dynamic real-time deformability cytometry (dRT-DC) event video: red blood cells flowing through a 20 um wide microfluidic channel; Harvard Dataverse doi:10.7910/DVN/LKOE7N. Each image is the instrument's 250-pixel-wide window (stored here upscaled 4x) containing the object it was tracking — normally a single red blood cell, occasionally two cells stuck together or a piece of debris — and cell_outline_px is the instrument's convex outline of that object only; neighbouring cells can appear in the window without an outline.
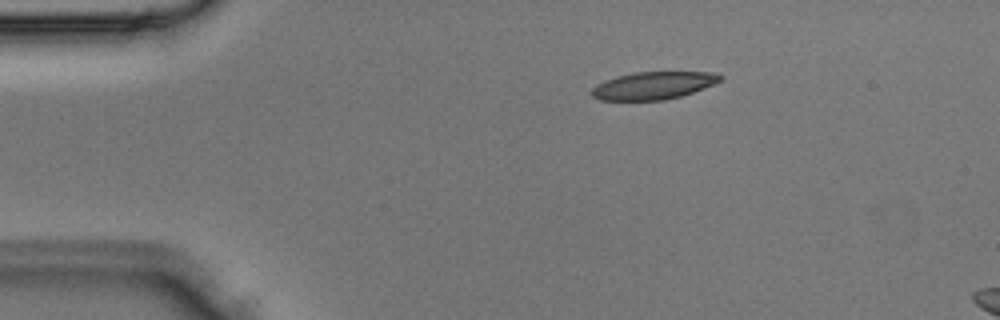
{"species": "Egyptian fruit bat (a non-hibernating species)", "species_latin": "Rousettus aegyptiacus", "temperature_condition": "room temperature", "stored_images_in_passage": 3, "camera_frame_rate_fps": 3000, "um_per_image_px": 0.085, "animal": {"sex": "male"}, "frame": {"image": 1, "passage_image": 1, "time_ms": 0.0, "image_size_px": [1000, 320], "cell_outline_px": [[724, 76], [720, 80], [704, 88], [680, 96], [664, 100], [600, 100], [592, 96], [592, 88], [596, 84], [604, 80], [616, 76], [636, 72], [712, 72]], "centroid_in_image_um": [55.5, 7.26], "position_along_channel_um": 29.5, "area_um2": 20.52}}